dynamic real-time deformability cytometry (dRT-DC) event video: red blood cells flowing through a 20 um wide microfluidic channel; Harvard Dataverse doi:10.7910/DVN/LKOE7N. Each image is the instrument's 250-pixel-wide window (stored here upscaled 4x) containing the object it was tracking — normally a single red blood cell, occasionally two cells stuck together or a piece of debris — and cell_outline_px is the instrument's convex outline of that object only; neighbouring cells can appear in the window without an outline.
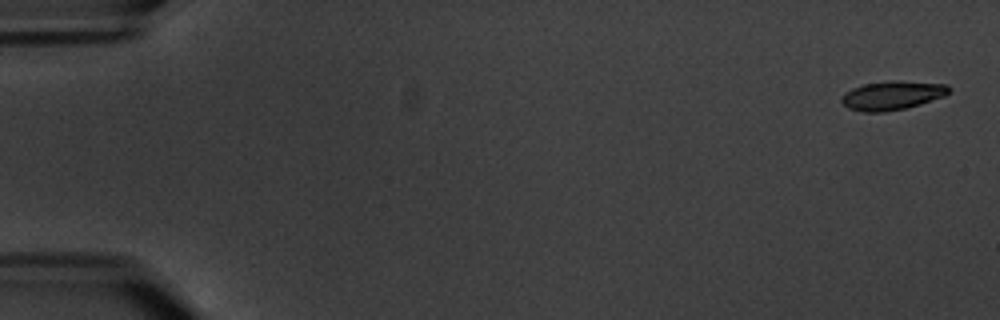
{"species": "common noctule bat (a hibernating species)", "species_latin": "Nyctalus noctula", "temperature_condition": "warm", "stored_images_in_passage": 6, "camera_frame_rate_fps": 3000, "um_per_image_px": 0.085, "animal": {"sex": "male", "body_mass_g": 20.1, "forearm_length_mm": 53.5}, "frame": {"image": 1, "passage_image": 1, "time_ms": 0.0, "image_size_px": [1000, 320], "cell_outline_px": [[952, 88], [944, 96], [920, 104], [904, 108], [884, 112], [864, 112], [848, 108], [840, 100], [844, 92], [852, 88], [864, 84], [888, 80], [896, 80], [948, 84]], "centroid_in_image_um": [75.83, 8.09], "position_along_channel_um": 9.2, "area_um2": 18.15}}
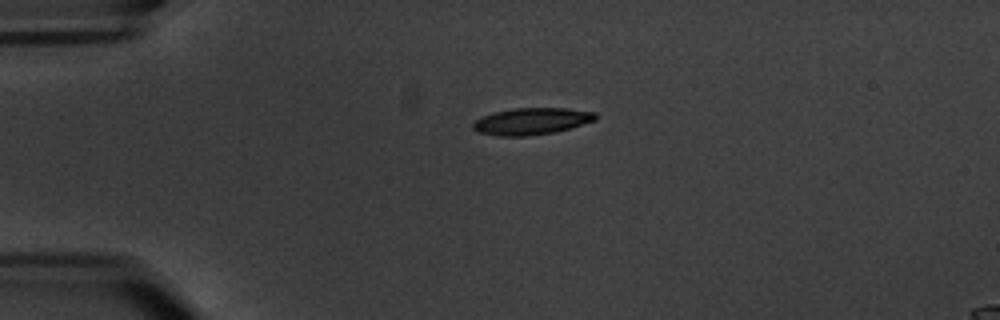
{"frame": {"image": 2, "passage_image": 5, "time_ms": 4.333, "image_size_px": [1000, 320], "cell_outline_px": [[596, 120], [572, 128], [556, 132], [528, 136], [496, 136], [480, 132], [472, 128], [472, 124], [476, 120], [492, 112], [512, 108], [568, 108], [596, 112]], "centroid_in_image_um": [45.21, 10.3], "position_along_channel_um": 39.8, "area_um2": 19.31}}